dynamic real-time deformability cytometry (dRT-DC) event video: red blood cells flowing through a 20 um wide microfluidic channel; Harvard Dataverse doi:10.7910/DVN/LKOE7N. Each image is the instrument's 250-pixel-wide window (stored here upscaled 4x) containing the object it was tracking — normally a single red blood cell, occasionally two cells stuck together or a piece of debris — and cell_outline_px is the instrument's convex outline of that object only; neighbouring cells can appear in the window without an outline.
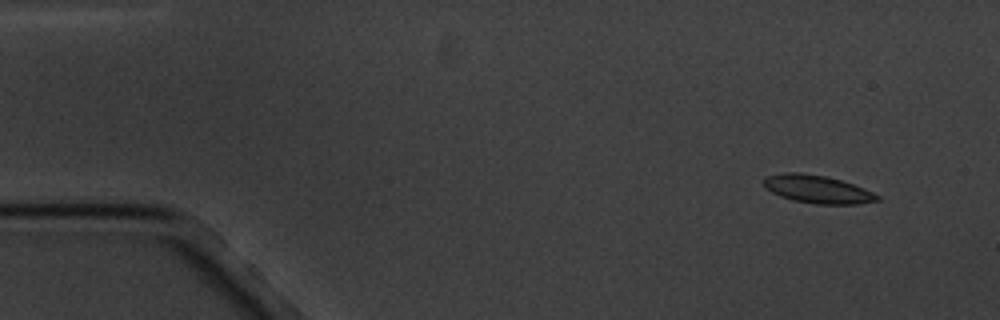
{"species": "common noctule bat (a hibernating species)", "species_latin": "Nyctalus noctula", "temperature_condition": "cold", "stored_images_in_passage": 4, "camera_frame_rate_fps": 3000, "um_per_image_px": 0.085, "animal": {"sex": "male", "body_mass_g": 20.1, "forearm_length_mm": 53.5}, "frame": {"image": 1, "passage_image": 1, "time_ms": 0.0, "image_size_px": [1000, 320], "cell_outline_px": [[880, 200], [856, 204], [816, 204], [792, 200], [780, 196], [764, 188], [760, 180], [764, 176], [784, 172], [800, 172], [824, 176], [840, 180], [864, 188], [880, 196]], "centroid_in_image_um": [69.4, 16.07], "position_along_channel_um": 15.6, "area_um2": 18.67}}
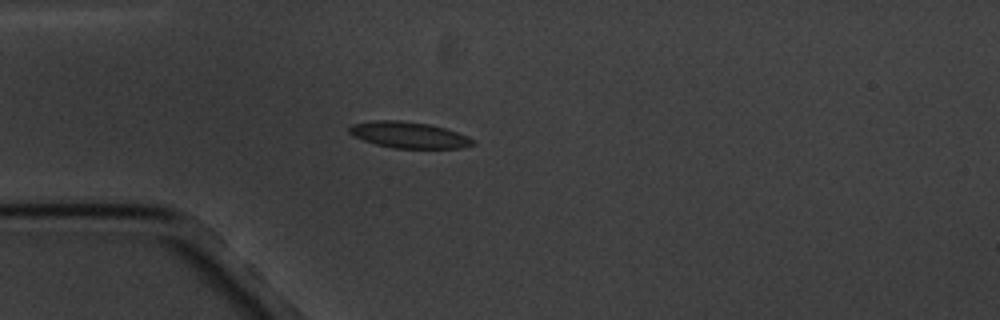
{"frame": {"image": 2, "passage_image": 4, "time_ms": 3.667, "image_size_px": [1000, 320], "cell_outline_px": [[476, 144], [460, 148], [392, 148], [376, 144], [352, 136], [348, 132], [348, 128], [352, 124], [376, 120], [400, 120], [428, 124], [444, 128], [468, 136], [476, 140]], "centroid_in_image_um": [34.75, 11.47], "position_along_channel_um": 50.2, "area_um2": 18.9}}